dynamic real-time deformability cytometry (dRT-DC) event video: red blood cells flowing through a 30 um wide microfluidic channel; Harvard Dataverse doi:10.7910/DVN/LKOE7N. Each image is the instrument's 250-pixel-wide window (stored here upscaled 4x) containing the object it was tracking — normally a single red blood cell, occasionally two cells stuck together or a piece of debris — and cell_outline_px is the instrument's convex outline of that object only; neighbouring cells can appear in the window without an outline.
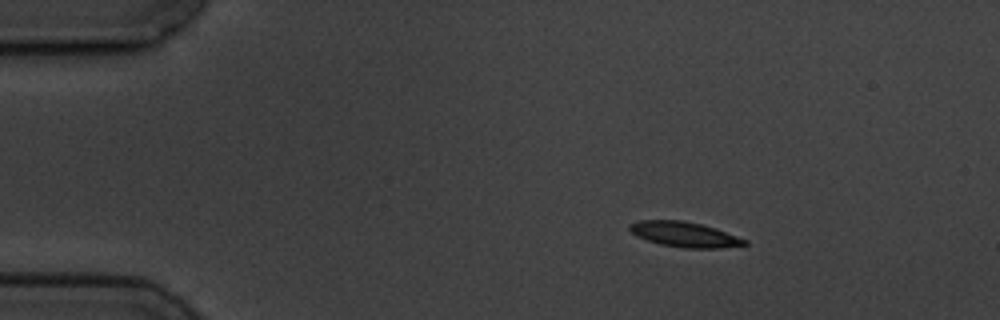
{"species": "common noctule bat (a hibernating species)", "species_latin": "Nyctalus noctula", "temperature_condition": "cold", "stored_images_in_passage": 4, "camera_frame_rate_fps": 3000, "um_per_image_px": 0.085, "animal": {"sex": "male", "body_mass_g": 19.5, "forearm_length_mm": 54.6}, "frame": {"image": 1, "passage_image": 1, "time_ms": 0.0, "image_size_px": [1000, 320], "cell_outline_px": [[748, 244], [720, 248], [684, 248], [660, 244], [636, 236], [628, 228], [628, 224], [640, 220], [684, 220], [716, 228], [748, 240]], "centroid_in_image_um": [58.18, 19.92], "position_along_channel_um": 26.8, "area_um2": 16.88}}
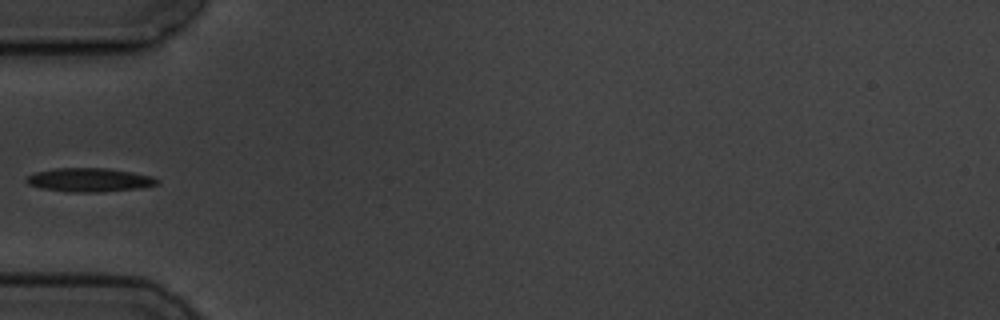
{"frame": {"image": 2, "passage_image": 4, "time_ms": 3.333, "image_size_px": [1000, 320], "cell_outline_px": [[160, 184], [140, 188], [100, 192], [68, 192], [40, 188], [28, 184], [24, 180], [28, 176], [36, 172], [56, 168], [108, 168], [132, 172], [152, 176], [160, 180]], "centroid_in_image_um": [7.62, 15.29], "position_along_channel_um": 77.4, "area_um2": 18.21}}